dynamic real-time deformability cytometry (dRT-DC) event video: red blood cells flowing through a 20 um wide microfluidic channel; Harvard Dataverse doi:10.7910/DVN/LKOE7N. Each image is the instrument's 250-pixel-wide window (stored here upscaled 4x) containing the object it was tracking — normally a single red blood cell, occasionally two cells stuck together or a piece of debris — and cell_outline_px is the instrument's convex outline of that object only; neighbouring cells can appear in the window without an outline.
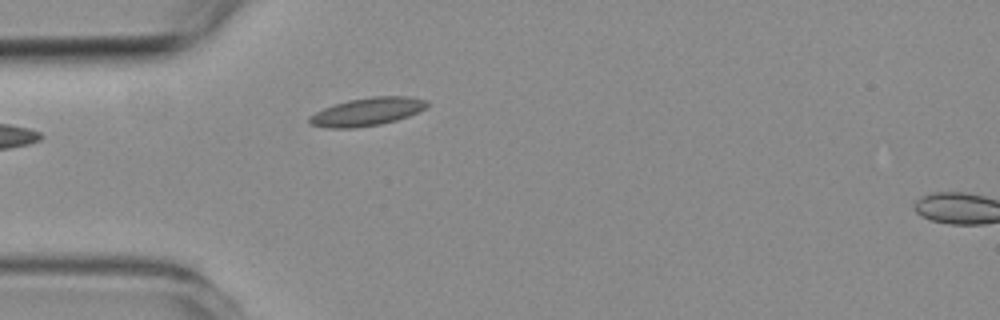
{"species": "common noctule bat (a hibernating species)", "species_latin": "Nyctalus noctula", "temperature_condition": "room temperature", "stored_images_in_passage": 5, "camera_frame_rate_fps": 3000, "um_per_image_px": 0.085, "animal": {"sex": "female", "body_mass_g": 19.3, "forearm_length_mm": 54.1}, "frame": {"image": 1, "passage_image": 5, "time_ms": 4.667, "image_size_px": [1000, 320], "cell_outline_px": [[428, 104], [424, 108], [408, 116], [396, 120], [380, 124], [352, 128], [332, 128], [312, 124], [308, 120], [308, 116], [332, 104], [348, 100], [372, 96], [412, 96], [428, 100]], "centroid_in_image_um": [31.21, 9.47], "position_along_channel_um": 53.8, "area_um2": 19.13}}